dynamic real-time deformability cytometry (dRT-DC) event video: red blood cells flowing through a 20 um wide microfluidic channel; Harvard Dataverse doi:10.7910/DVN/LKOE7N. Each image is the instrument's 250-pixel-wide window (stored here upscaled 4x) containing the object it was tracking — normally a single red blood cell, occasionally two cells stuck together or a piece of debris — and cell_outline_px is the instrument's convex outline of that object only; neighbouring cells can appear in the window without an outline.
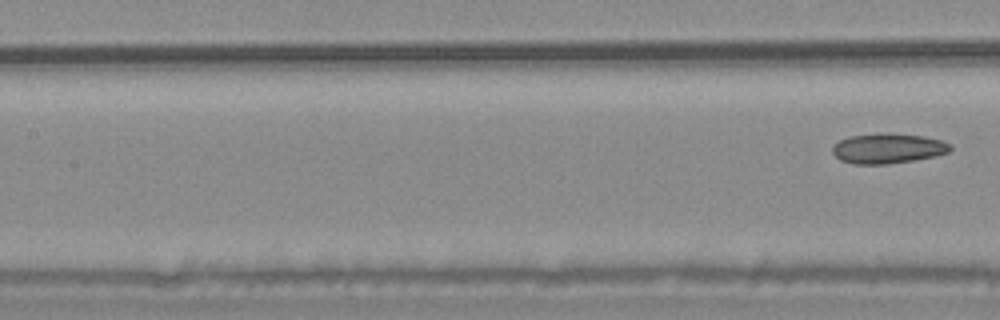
{"species": "common noctule bat (a hibernating species)", "species_latin": "Nyctalus noctula", "temperature_condition": "warm", "stored_images_in_passage": 8, "segment_of_instrument_passage": [2, 2], "camera_frame_rate_fps": 3000, "um_per_image_px": 0.085, "animal": {"sex": "male", "body_mass_g": 20.4}, "frame": {"image": 1, "passage_image": 8, "time_ms": 2.333, "image_size_px": [1000, 320], "cell_outline_px": [[952, 148], [948, 152], [936, 156], [888, 164], [852, 164], [840, 160], [832, 152], [832, 148], [840, 140], [848, 136], [924, 136], [940, 140], [952, 144]], "centroid_in_image_um": [75.48, 12.67], "position_along_channel_um": 131.9, "area_um2": 19.65}}